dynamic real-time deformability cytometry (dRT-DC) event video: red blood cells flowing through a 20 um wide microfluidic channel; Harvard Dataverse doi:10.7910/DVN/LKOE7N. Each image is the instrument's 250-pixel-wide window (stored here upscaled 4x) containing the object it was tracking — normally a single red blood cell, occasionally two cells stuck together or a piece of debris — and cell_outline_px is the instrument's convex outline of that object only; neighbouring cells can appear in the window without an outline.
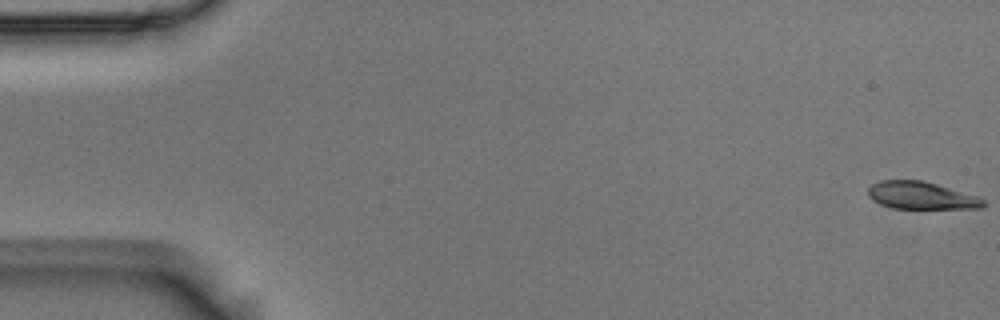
{"species": "Egyptian fruit bat (a non-hibernating species)", "species_latin": "Rousettus aegyptiacus", "temperature_condition": "room temperature", "stored_images_in_passage": 56, "camera_frame_rate_fps": 3000, "um_per_image_px": 0.085, "animal": {"sex": "male"}, "frame": {"image": 1, "passage_image": 1, "time_ms": 0.0, "image_size_px": [1000, 320], "cell_outline_px": [[984, 204], [980, 208], [892, 208], [880, 204], [872, 200], [868, 196], [868, 188], [872, 184], [880, 180], [924, 180], [980, 196], [984, 200]], "centroid_in_image_um": [78.3, 16.6], "position_along_channel_um": 6.7, "area_um2": 18.55}}
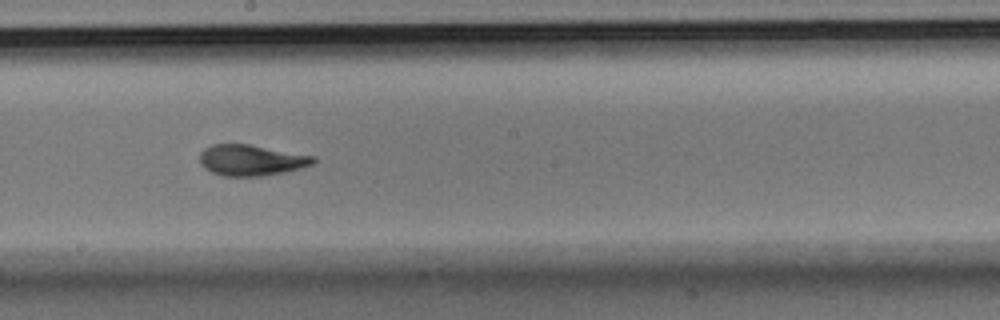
{"frame": {"image": 2, "passage_image": 31, "time_ms": 10.0, "image_size_px": [1000, 320], "cell_outline_px": [[316, 160], [312, 164], [304, 168], [260, 176], [220, 176], [204, 168], [200, 164], [200, 152], [204, 148], [212, 144], [248, 144], [316, 156]], "centroid_in_image_um": [21.35, 13.61], "position_along_channel_um": 226.9, "area_um2": 20.58}}
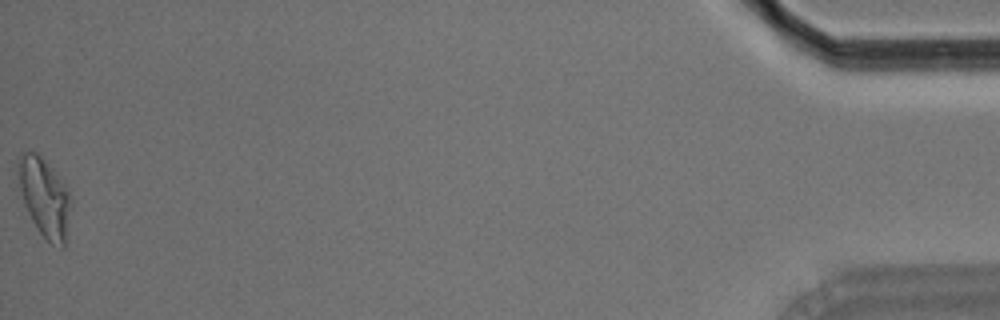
{"frame": {"image": 3, "passage_image": 56, "time_ms": 18.333, "image_size_px": [1000, 320], "cell_outline_px": [[72, 208], [64, 248], [60, 248], [52, 244], [40, 232], [32, 220], [24, 204], [16, 172], [16, 160], [20, 152], [36, 152], [52, 168], [64, 184], [72, 200]], "centroid_in_image_um": [3.78, 16.76], "position_along_channel_um": 431.4, "area_um2": 24.45}, "authors_computed_cell_mechanics": {"area_um2": 20.4612, "velocity_mm_per_s": 3.6347, "shape_relaxation_time_tau1_ms": 3.7794, "shape_relaxation_time_tau2_ms": 1.9116, "deformation_change_tau1": 0.1712, "deformation_change_tau2": 0.0818}}